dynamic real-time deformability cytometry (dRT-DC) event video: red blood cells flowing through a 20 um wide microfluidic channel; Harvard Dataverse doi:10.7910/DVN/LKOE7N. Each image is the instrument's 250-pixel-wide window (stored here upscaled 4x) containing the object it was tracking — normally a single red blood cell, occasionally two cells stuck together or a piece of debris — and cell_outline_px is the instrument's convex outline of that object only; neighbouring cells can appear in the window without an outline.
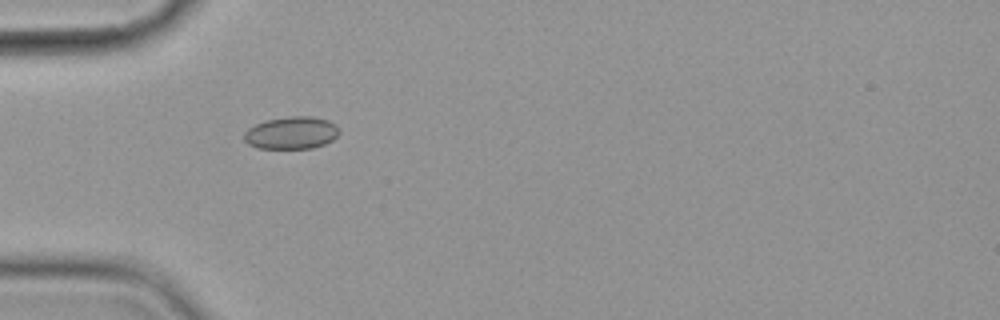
{"species": "common noctule bat (a hibernating species)", "species_latin": "Nyctalus noctula", "temperature_condition": "cold", "stored_images_in_passage": 3, "camera_frame_rate_fps": 3000, "um_per_image_px": 0.085, "animal": {"sex": "female", "body_mass_g": 19.9}, "frame": {"image": 1, "passage_image": 1, "time_ms": 0.0, "image_size_px": [1000, 320], "cell_outline_px": [[340, 132], [332, 140], [324, 144], [312, 148], [256, 148], [248, 144], [244, 140], [244, 132], [248, 128], [264, 120], [288, 116], [312, 116], [328, 120], [336, 124], [340, 128]], "centroid_in_image_um": [24.77, 11.28], "position_along_channel_um": 60.2, "area_um2": 18.15}}
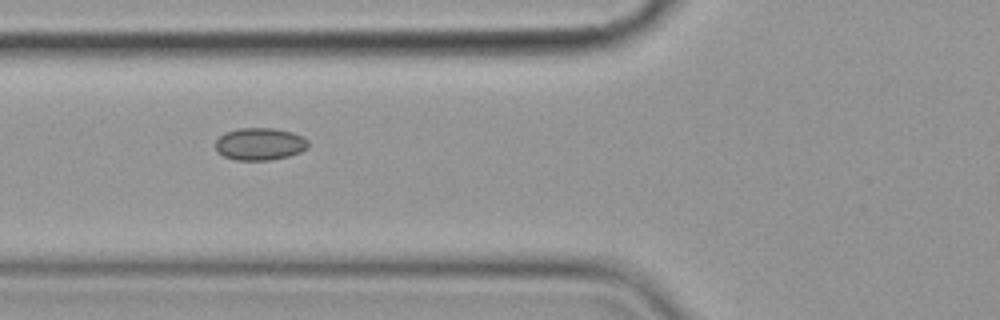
{"frame": {"image": 2, "passage_image": 2, "time_ms": 1.333, "image_size_px": [1000, 320], "cell_outline_px": [[308, 148], [300, 152], [288, 156], [268, 160], [236, 160], [224, 156], [216, 152], [216, 140], [224, 132], [240, 128], [272, 128], [292, 132], [308, 140]], "centroid_in_image_um": [22.06, 12.24], "position_along_channel_um": 103.7, "area_um2": 17.46}}
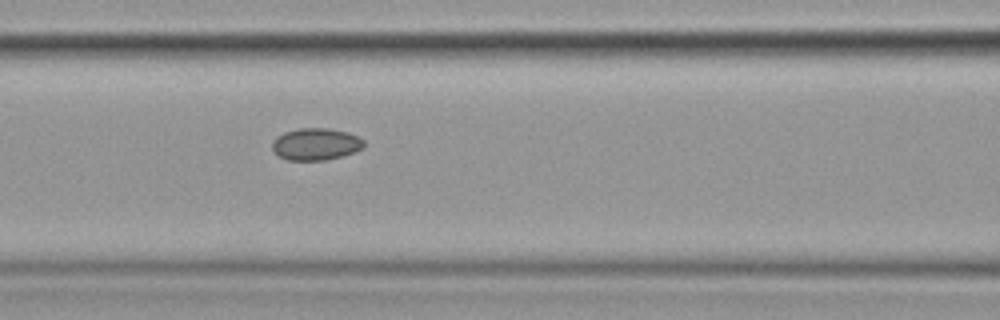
{"frame": {"image": 3, "passage_image": 3, "time_ms": 2.333, "image_size_px": [1000, 320], "cell_outline_px": [[364, 148], [340, 156], [324, 160], [288, 160], [280, 156], [272, 148], [272, 140], [276, 136], [284, 132], [300, 128], [328, 128], [348, 132], [360, 136], [364, 140]], "centroid_in_image_um": [26.85, 12.23], "position_along_channel_um": 139.7, "area_um2": 17.11}}